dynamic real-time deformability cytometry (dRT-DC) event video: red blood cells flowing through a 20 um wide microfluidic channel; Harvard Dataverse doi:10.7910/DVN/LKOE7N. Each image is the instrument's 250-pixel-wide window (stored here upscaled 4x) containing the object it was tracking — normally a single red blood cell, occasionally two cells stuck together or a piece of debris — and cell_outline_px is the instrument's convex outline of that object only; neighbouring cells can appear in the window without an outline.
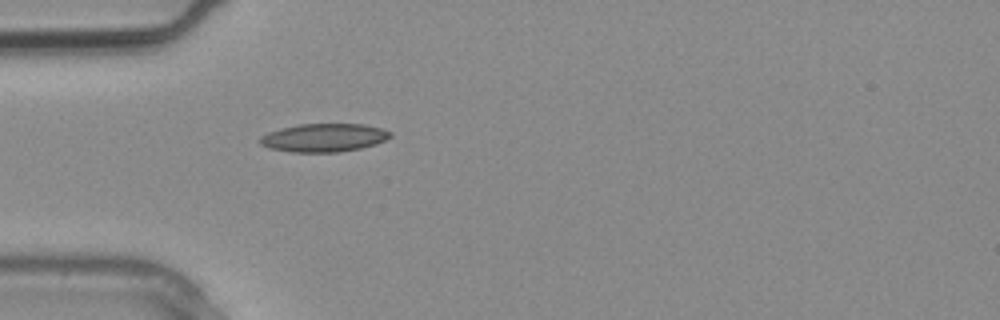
{"species": "common noctule bat (a hibernating species)", "species_latin": "Nyctalus noctula", "temperature_condition": "warm", "stored_images_in_passage": 3, "camera_frame_rate_fps": 3000, "um_per_image_px": 0.085, "animal": {"sex": "male", "body_mass_g": 20.4}, "frame": {"image": 1, "passage_image": 1, "time_ms": 0.0, "image_size_px": [1000, 320], "cell_outline_px": [[392, 136], [376, 144], [360, 148], [340, 152], [292, 152], [268, 148], [260, 144], [256, 140], [260, 136], [268, 132], [280, 128], [300, 124], [364, 124], [380, 128], [392, 132]], "centroid_in_image_um": [27.49, 11.7], "position_along_channel_um": 57.5, "area_um2": 21.62}}